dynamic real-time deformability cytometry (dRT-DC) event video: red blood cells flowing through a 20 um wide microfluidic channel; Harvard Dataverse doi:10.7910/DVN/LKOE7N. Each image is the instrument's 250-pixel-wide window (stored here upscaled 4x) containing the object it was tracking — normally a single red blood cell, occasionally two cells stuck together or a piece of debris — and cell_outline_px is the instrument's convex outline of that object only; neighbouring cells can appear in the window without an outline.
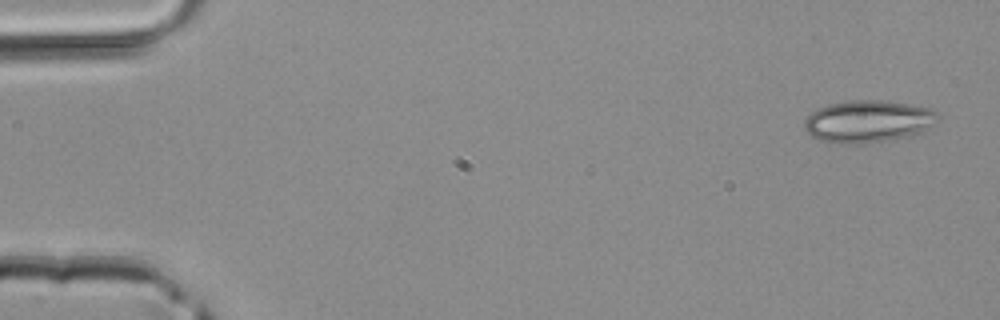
{"species": "common noctule bat (a hibernating species)", "species_latin": "Nyctalus noctula", "temperature_condition": "room temperature", "stored_images_in_passage": 4, "camera_frame_rate_fps": 3000, "um_per_image_px": 0.085, "animal": {"sex": "male", "body_mass_g": 20.4}, "frame": {"image": 1, "passage_image": 1, "time_ms": 0.0, "image_size_px": [1000, 320], "cell_outline_px": [[940, 116], [928, 128], [920, 132], [908, 136], [888, 140], [864, 144], [828, 144], [812, 136], [804, 128], [804, 120], [816, 108], [828, 104], [852, 100], [880, 100], [908, 104], [932, 108]], "centroid_in_image_um": [73.74, 10.33], "position_along_channel_um": 11.3, "area_um2": 33.06}}